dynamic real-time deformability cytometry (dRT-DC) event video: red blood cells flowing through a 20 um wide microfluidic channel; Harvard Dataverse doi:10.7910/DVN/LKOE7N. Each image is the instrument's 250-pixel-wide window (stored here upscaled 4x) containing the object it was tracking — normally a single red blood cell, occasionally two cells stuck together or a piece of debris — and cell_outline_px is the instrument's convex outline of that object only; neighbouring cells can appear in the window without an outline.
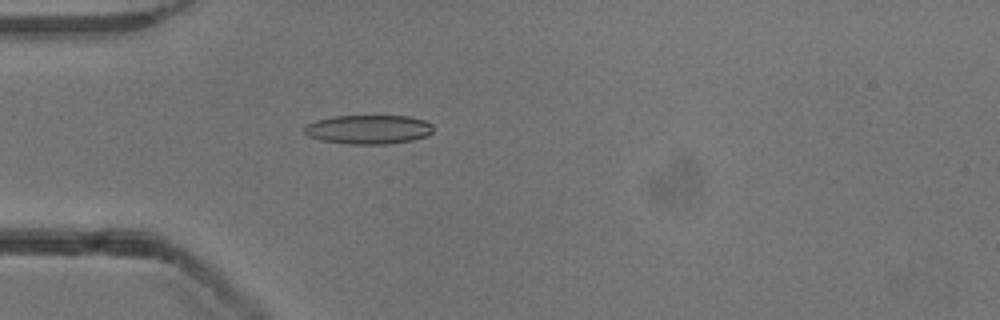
{"species": "common noctule bat (a hibernating species)", "species_latin": "Nyctalus noctula", "temperature_condition": "cold", "stored_images_in_passage": 43, "camera_frame_rate_fps": 3000, "um_per_image_px": 0.085, "animal": {"sex": "male", "body_mass_g": 13.3}, "frame": {"image": 1, "passage_image": 6, "time_ms": 1.667, "image_size_px": [1000, 320], "cell_outline_px": [[432, 132], [428, 136], [412, 140], [388, 144], [348, 144], [320, 140], [308, 136], [304, 132], [304, 124], [316, 120], [332, 116], [408, 116], [424, 120], [432, 124]], "centroid_in_image_um": [31.29, 11.0], "position_along_channel_um": 53.7, "area_um2": 22.02}}
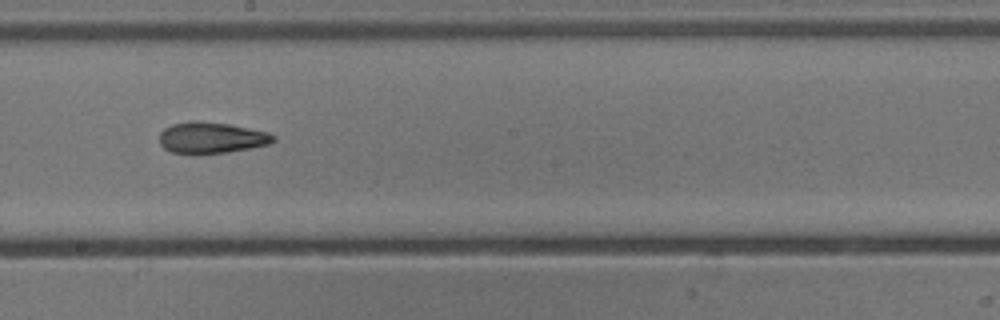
{"frame": {"image": 2, "passage_image": 20, "time_ms": 6.333, "image_size_px": [1000, 320], "cell_outline_px": [[276, 140], [268, 144], [252, 148], [228, 152], [196, 156], [192, 156], [172, 152], [164, 148], [160, 144], [160, 132], [164, 128], [172, 124], [192, 120], [196, 120], [228, 124], [268, 132], [276, 136]], "centroid_in_image_um": [17.94, 11.73], "position_along_channel_um": 230.3, "area_um2": 21.27}}
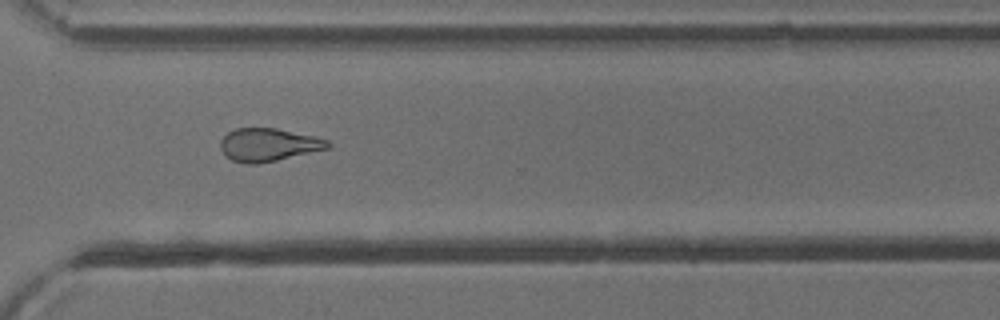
{"frame": {"image": 3, "passage_image": 29, "time_ms": 9.333, "image_size_px": [1000, 320], "cell_outline_px": [[332, 144], [328, 148], [276, 160], [256, 164], [248, 164], [232, 160], [224, 156], [220, 148], [220, 140], [228, 132], [236, 128], [276, 128], [316, 136], [328, 140]], "centroid_in_image_um": [22.79, 12.3], "position_along_channel_um": 347.8, "area_um2": 20.63}, "authors_computed_cell_mechanics": {"area_um2": 21.6172, "velocity_mm_per_s": 3.9328, "shape_relaxation_time_tau1_ms": 9.7457, "shape_relaxation_time_tau2_ms": 2.5789, "deformation_change_tau1": 0.2038, "deformation_change_tau2": 0.1011}}